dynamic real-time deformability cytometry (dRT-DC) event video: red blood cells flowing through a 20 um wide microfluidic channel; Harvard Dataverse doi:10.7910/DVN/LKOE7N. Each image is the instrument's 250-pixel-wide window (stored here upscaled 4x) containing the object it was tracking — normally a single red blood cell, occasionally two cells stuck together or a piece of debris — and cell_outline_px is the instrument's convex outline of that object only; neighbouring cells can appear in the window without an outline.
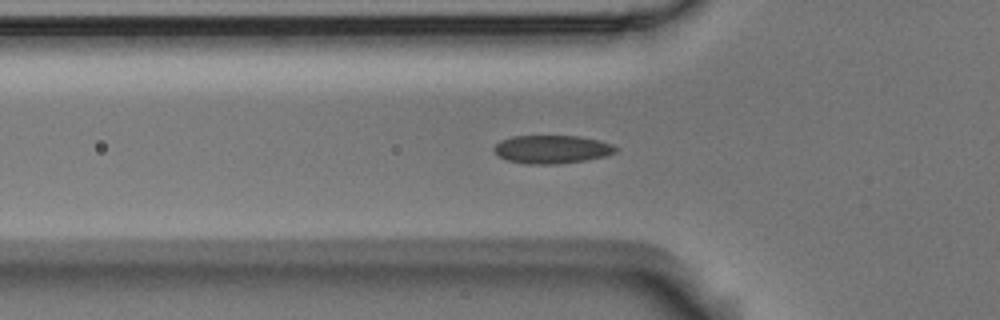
{"species": "Egyptian fruit bat (a non-hibernating species)", "species_latin": "Rousettus aegyptiacus", "temperature_condition": "room temperature", "stored_images_in_passage": 38, "camera_frame_rate_fps": 3000, "um_per_image_px": 0.085, "animal": {"sex": "male"}, "frame": {"image": 1, "passage_image": 2, "time_ms": 0.333, "image_size_px": [1000, 320], "cell_outline_px": [[620, 148], [616, 152], [604, 156], [584, 160], [556, 164], [524, 164], [508, 160], [496, 156], [492, 148], [500, 140], [512, 136], [580, 136], [600, 140], [612, 144]], "centroid_in_image_um": [46.89, 12.69], "position_along_channel_um": 78.9, "area_um2": 20.23}}
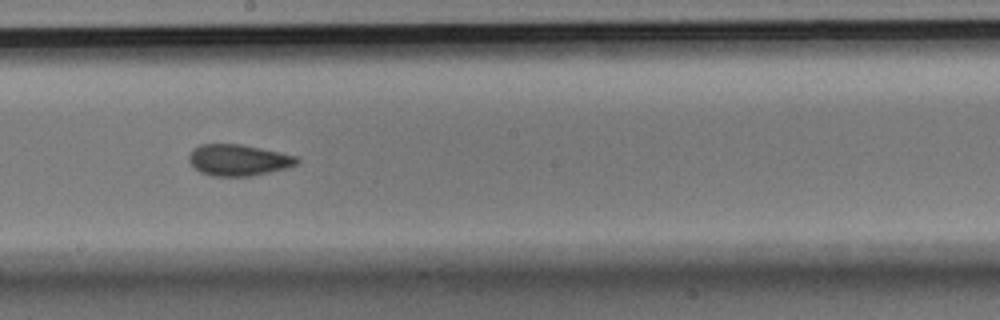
{"frame": {"image": 2, "passage_image": 14, "time_ms": 4.333, "image_size_px": [1000, 320], "cell_outline_px": [[300, 160], [296, 164], [288, 168], [252, 176], [212, 176], [200, 172], [188, 160], [188, 156], [192, 148], [200, 144], [240, 144], [300, 156]], "centroid_in_image_um": [20.28, 13.6], "position_along_channel_um": 227.9, "area_um2": 19.88}}
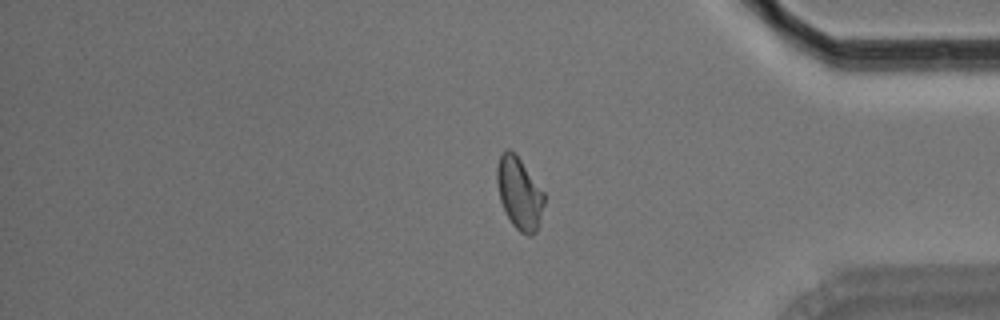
{"frame": {"image": 3, "passage_image": 29, "time_ms": 9.333, "image_size_px": [1000, 320], "cell_outline_px": [[544, 204], [540, 224], [536, 232], [532, 236], [528, 236], [520, 232], [512, 224], [500, 200], [496, 180], [496, 168], [500, 156], [504, 148], [508, 148], [520, 160], [544, 192]], "centroid_in_image_um": [44.14, 16.45], "position_along_channel_um": 391.1, "area_um2": 19.71}, "authors_computed_cell_mechanics": {"area_um2": 19.5075, "velocity_mm_per_s": 3.7039, "shape_relaxation_time_tau1_ms": 10.9672, "shape_relaxation_time_tau2_ms": 1.9991, "deformation_change_tau1": 0.1901, "deformation_change_tau2": 0.0535}}